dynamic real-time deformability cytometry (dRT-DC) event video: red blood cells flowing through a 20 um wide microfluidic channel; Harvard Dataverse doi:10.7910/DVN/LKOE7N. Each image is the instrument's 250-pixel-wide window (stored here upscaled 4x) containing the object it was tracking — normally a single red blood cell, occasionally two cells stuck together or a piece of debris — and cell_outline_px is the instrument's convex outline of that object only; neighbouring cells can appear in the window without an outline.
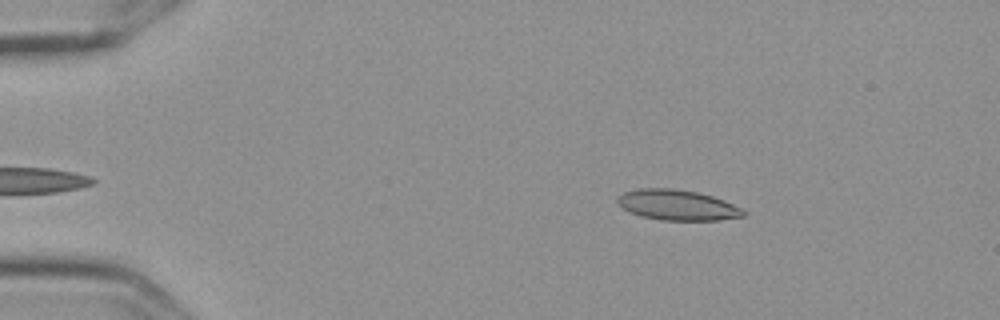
{"species": "Egyptian fruit bat (a non-hibernating species)", "species_latin": "Rousettus aegyptiacus", "temperature_condition": "cold", "stored_images_in_passage": 52, "camera_frame_rate_fps": 3000, "um_per_image_px": 0.085, "frame": {"image": 1, "passage_image": 5, "time_ms": 1.333, "image_size_px": [1000, 320], "cell_outline_px": [[748, 212], [744, 216], [720, 220], [660, 220], [640, 216], [628, 212], [616, 204], [616, 200], [624, 192], [640, 188], [672, 188], [696, 192], [712, 196], [724, 200]], "centroid_in_image_um": [57.54, 17.43], "position_along_channel_um": 27.5, "area_um2": 22.43}}
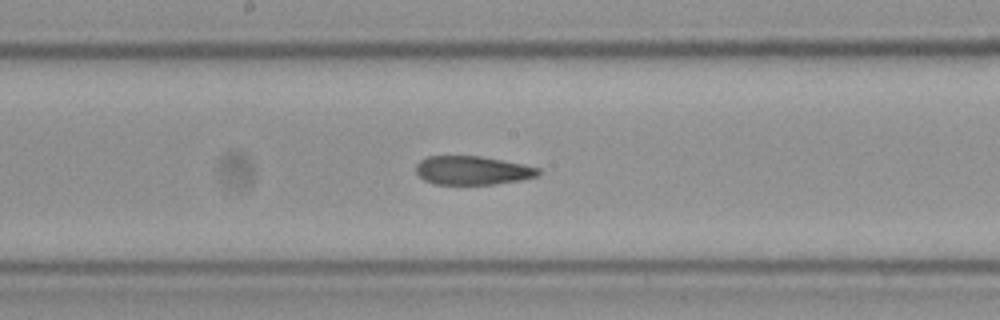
{"frame": {"image": 2, "passage_image": 26, "time_ms": 8.333, "image_size_px": [1000, 320], "cell_outline_px": [[540, 172], [536, 176], [520, 180], [496, 184], [436, 184], [424, 180], [416, 172], [416, 164], [420, 160], [428, 156], [480, 156], [524, 164], [540, 168]], "centroid_in_image_um": [40.15, 14.48], "position_along_channel_um": 208.0, "area_um2": 20.4}}
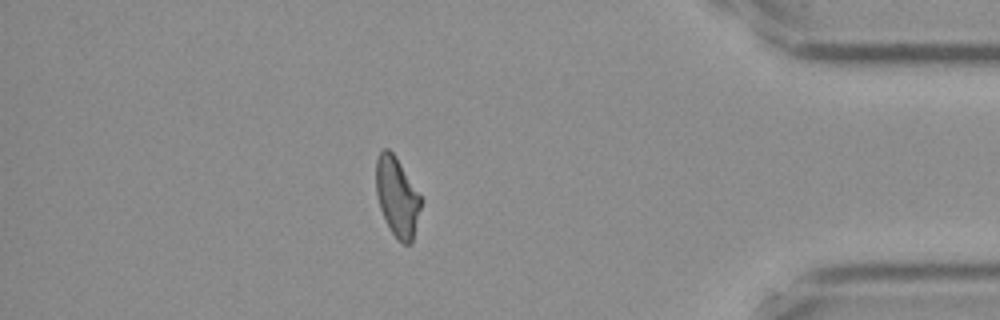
{"frame": {"image": 3, "passage_image": 45, "time_ms": 14.667, "image_size_px": [1000, 320], "cell_outline_px": [[420, 208], [412, 244], [404, 244], [392, 232], [380, 208], [376, 192], [376, 160], [380, 152], [384, 148], [388, 148], [396, 156], [420, 196]], "centroid_in_image_um": [33.74, 16.71], "position_along_channel_um": 401.5, "area_um2": 20.23}, "authors_computed_cell_mechanics": {"area_um2": 21.386, "velocity_mm_per_s": 3.597, "shape_relaxation_time_tau1_ms": null, "shape_relaxation_time_tau2_ms": 3.2552, "deformation_change_tau1": null, "deformation_change_tau2": 0.0948}}